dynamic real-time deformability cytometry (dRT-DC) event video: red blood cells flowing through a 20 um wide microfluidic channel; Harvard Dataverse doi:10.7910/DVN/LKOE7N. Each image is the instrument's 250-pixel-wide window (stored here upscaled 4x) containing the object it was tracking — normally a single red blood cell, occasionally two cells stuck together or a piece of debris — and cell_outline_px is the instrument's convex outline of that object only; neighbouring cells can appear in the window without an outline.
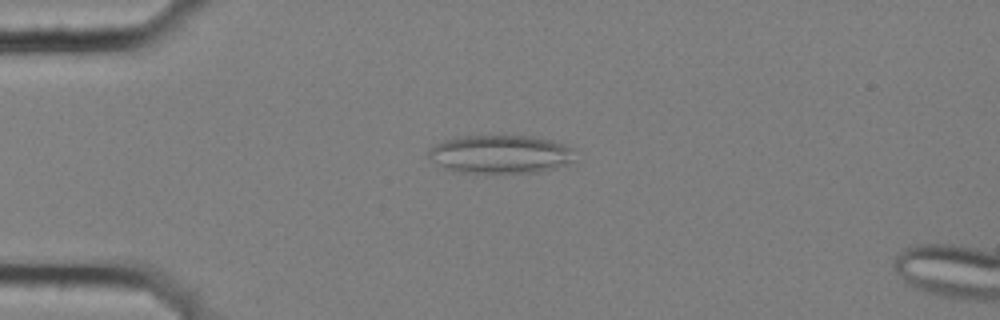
{"species": "common noctule bat (a hibernating species)", "species_latin": "Nyctalus noctula", "temperature_condition": "cold", "stored_images_in_passage": 6, "camera_frame_rate_fps": 3000, "um_per_image_px": 0.085, "animal": {"sex": "female", "body_mass_g": 25.1}, "frame": {"image": 1, "passage_image": 4, "time_ms": 1.0, "image_size_px": [1000, 320], "cell_outline_px": [[576, 148], [572, 160], [564, 164], [552, 168], [536, 172], [460, 172], [444, 168], [432, 160], [428, 156], [428, 148], [444, 140], [464, 136], [532, 136], [552, 140]], "centroid_in_image_um": [42.53, 13.09], "position_along_channel_um": 42.5, "area_um2": 32.43}}